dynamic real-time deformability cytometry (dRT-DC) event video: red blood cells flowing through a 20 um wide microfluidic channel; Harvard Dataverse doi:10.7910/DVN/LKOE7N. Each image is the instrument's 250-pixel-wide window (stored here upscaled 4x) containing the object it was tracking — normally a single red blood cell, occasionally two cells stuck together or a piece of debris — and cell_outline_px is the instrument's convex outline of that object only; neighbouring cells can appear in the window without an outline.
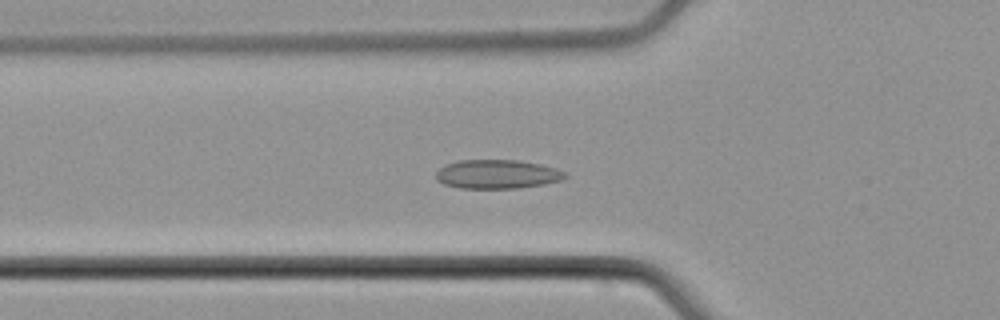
{"species": "common noctule bat (a hibernating species)", "species_latin": "Nyctalus noctula", "temperature_condition": "cold", "stored_images_in_passage": 34, "camera_frame_rate_fps": 3000, "um_per_image_px": 0.085, "animal": {"sex": "male", "body_mass_g": 21.5, "forearm_length_mm": 52.0}, "frame": {"image": 1, "passage_image": 3, "time_ms": 0.667, "image_size_px": [1000, 320], "cell_outline_px": [[568, 176], [564, 180], [544, 184], [520, 188], [460, 188], [444, 184], [436, 180], [436, 172], [440, 168], [448, 164], [460, 160], [520, 160], [540, 164], [556, 168], [564, 172]], "centroid_in_image_um": [42.3, 14.81], "position_along_channel_um": 83.5, "area_um2": 21.85}}
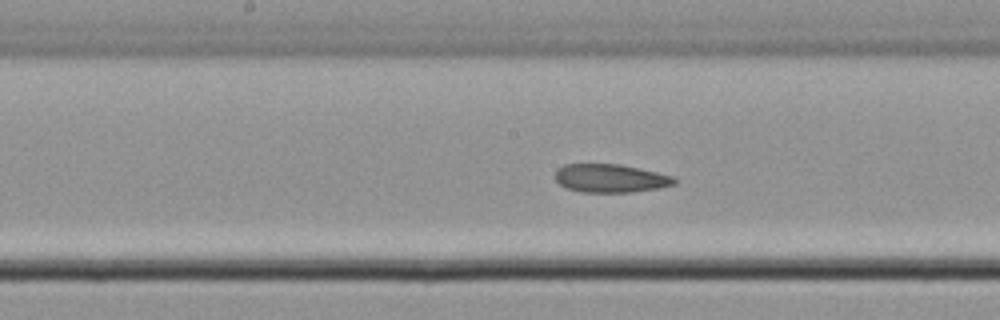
{"frame": {"image": 2, "passage_image": 12, "time_ms": 3.667, "image_size_px": [1000, 320], "cell_outline_px": [[676, 184], [660, 188], [632, 192], [580, 192], [564, 188], [556, 180], [556, 168], [564, 164], [620, 164], [656, 172], [672, 176], [676, 180]], "centroid_in_image_um": [51.86, 15.16], "position_along_channel_um": 196.3, "area_um2": 19.77}}
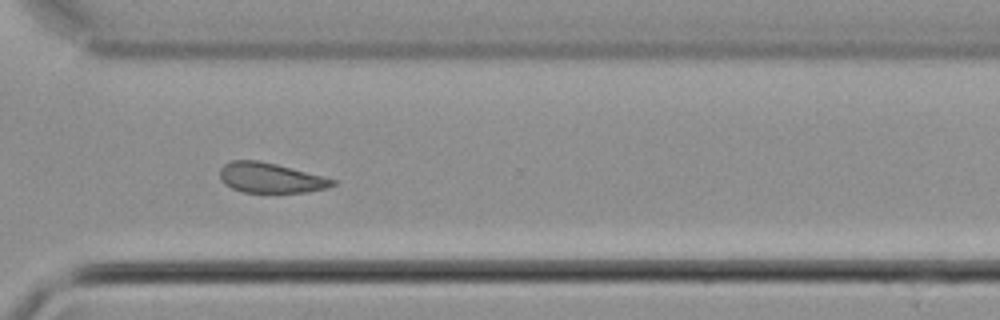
{"frame": {"image": 3, "passage_image": 24, "time_ms": 7.667, "image_size_px": [1000, 320], "cell_outline_px": [[336, 184], [328, 188], [308, 192], [244, 192], [232, 188], [224, 184], [220, 180], [220, 168], [224, 164], [232, 160], [256, 160], [276, 164], [324, 176], [336, 180]], "centroid_in_image_um": [23.0, 15.12], "position_along_channel_um": 347.6, "area_um2": 19.77}}